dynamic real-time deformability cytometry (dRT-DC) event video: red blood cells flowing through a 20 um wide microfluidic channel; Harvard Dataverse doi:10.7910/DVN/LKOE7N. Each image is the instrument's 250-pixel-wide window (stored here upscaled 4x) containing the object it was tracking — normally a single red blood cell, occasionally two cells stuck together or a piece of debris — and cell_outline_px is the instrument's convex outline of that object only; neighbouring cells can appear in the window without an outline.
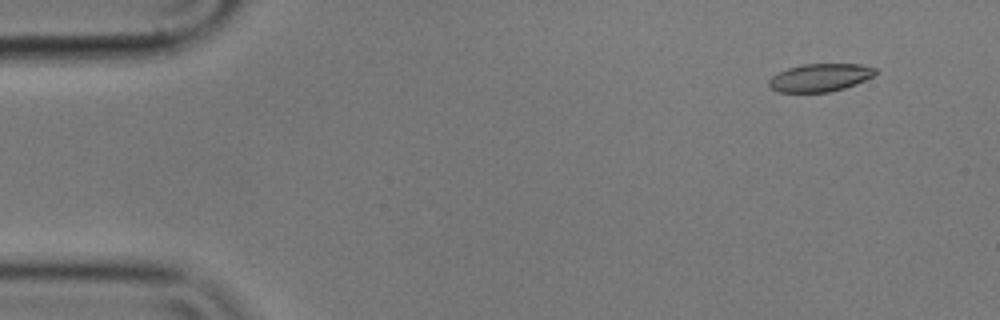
{"species": "common noctule bat (a hibernating species)", "species_latin": "Nyctalus noctula", "temperature_condition": "cold", "stored_images_in_passage": 15, "camera_frame_rate_fps": 3000, "um_per_image_px": 0.085, "animal": {"sex": "male", "body_mass_g": 17.9}, "frame": {"image": 1, "passage_image": 2, "time_ms": 0.333, "image_size_px": [1000, 320], "cell_outline_px": [[876, 72], [872, 76], [856, 84], [844, 88], [828, 92], [776, 92], [768, 84], [768, 80], [772, 76], [788, 68], [804, 64], [860, 64], [876, 68]], "centroid_in_image_um": [69.69, 6.6], "position_along_channel_um": 15.3, "area_um2": 17.17}}
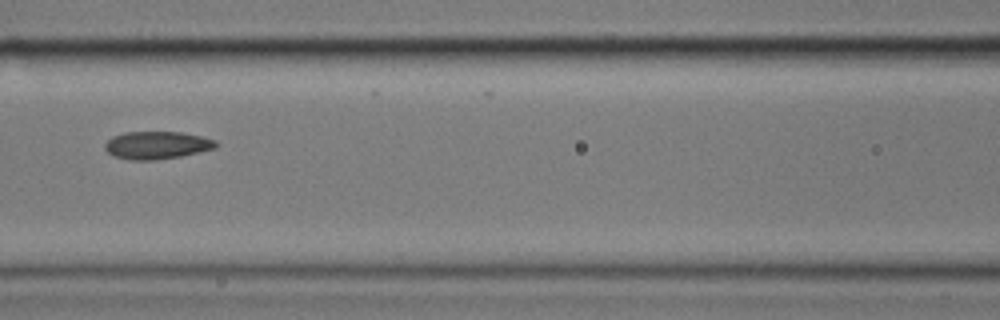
{"frame": {"image": 2, "passage_image": 7, "time_ms": 2.0, "image_size_px": [1000, 320], "cell_outline_px": [[220, 144], [216, 148], [200, 152], [180, 156], [156, 160], [128, 160], [112, 156], [104, 148], [104, 144], [112, 136], [124, 132], [180, 132], [200, 136], [216, 140]], "centroid_in_image_um": [13.33, 12.34], "position_along_channel_um": 153.3, "area_um2": 18.09}}
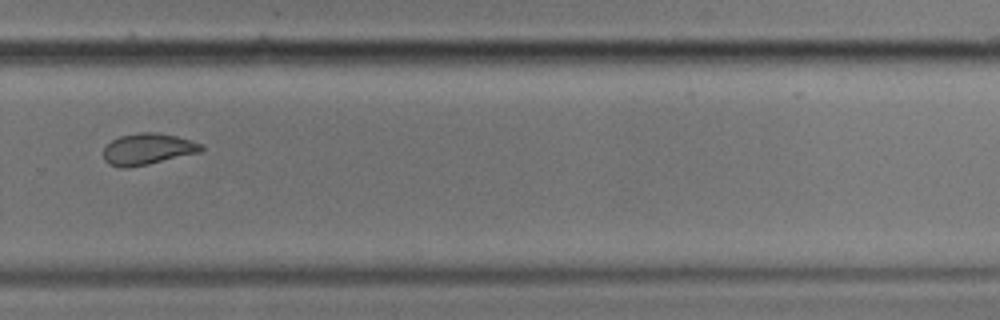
{"frame": {"image": 3, "passage_image": 11, "time_ms": 3.333, "image_size_px": [1000, 320], "cell_outline_px": [[204, 148], [200, 152], [148, 164], [124, 168], [108, 164], [104, 160], [104, 148], [112, 140], [120, 136], [140, 132], [156, 132], [176, 136], [200, 144]], "centroid_in_image_um": [12.52, 12.67], "position_along_channel_um": 317.3, "area_um2": 17.57}}